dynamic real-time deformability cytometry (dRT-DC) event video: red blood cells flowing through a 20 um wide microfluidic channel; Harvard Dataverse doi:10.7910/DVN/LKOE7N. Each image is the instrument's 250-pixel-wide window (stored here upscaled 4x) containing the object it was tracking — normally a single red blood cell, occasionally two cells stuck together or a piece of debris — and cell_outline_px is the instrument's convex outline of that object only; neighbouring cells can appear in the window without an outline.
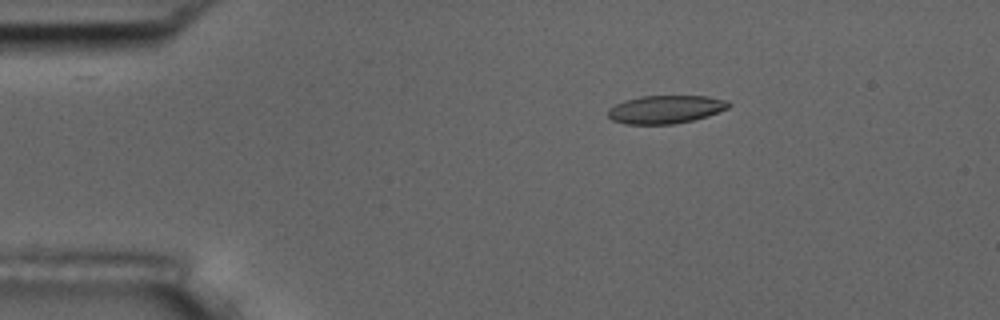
{"species": "common noctule bat (a hibernating species)", "species_latin": "Nyctalus noctula", "temperature_condition": "room temperature", "stored_images_in_passage": 5, "camera_frame_rate_fps": 3000, "um_per_image_px": 0.085, "animal": {"sex": "male", "body_mass_g": 17.5, "forearm_length_mm": 52.3}, "frame": {"image": 1, "passage_image": 3, "time_ms": 2.333, "image_size_px": [1000, 320], "cell_outline_px": [[732, 104], [728, 108], [708, 116], [692, 120], [672, 124], [624, 124], [612, 120], [608, 116], [608, 108], [624, 100], [640, 96], [708, 96], [728, 100]], "centroid_in_image_um": [56.58, 9.29], "position_along_channel_um": 28.4, "area_um2": 19.88}}
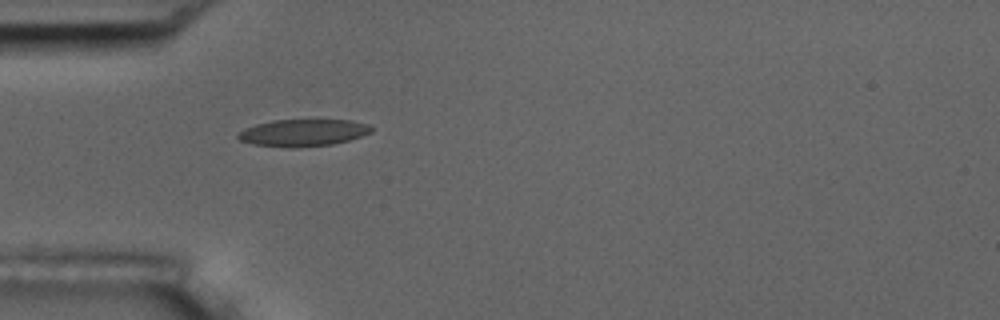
{"frame": {"image": 2, "passage_image": 5, "time_ms": 4.667, "image_size_px": [1000, 320], "cell_outline_px": [[372, 132], [348, 140], [332, 144], [292, 148], [288, 148], [256, 144], [240, 140], [236, 136], [236, 132], [244, 128], [256, 124], [272, 120], [316, 116], [352, 120], [368, 124], [372, 128]], "centroid_in_image_um": [25.78, 11.21], "position_along_channel_um": 59.2, "area_um2": 22.14}}